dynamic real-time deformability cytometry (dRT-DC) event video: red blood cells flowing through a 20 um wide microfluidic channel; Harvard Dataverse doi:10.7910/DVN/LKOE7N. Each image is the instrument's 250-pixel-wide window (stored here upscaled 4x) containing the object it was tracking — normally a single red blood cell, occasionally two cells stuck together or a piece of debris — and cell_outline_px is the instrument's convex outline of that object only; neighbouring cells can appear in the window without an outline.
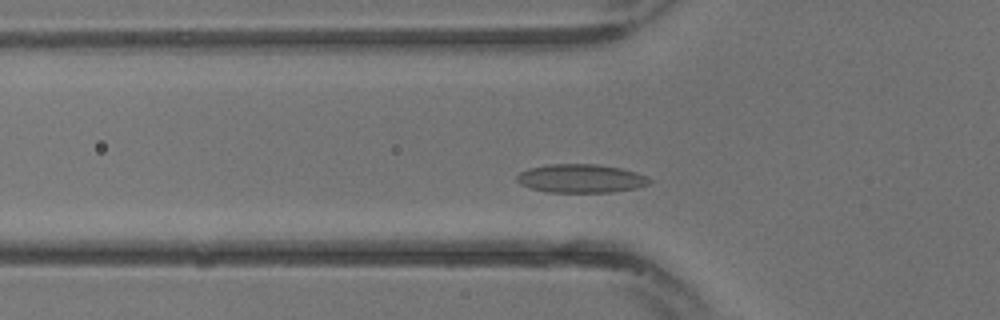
{"species": "common noctule bat (a hibernating species)", "species_latin": "Nyctalus noctula", "temperature_condition": "warm", "stored_images_in_passage": 7, "camera_frame_rate_fps": 3000, "um_per_image_px": 0.085, "animal": {"sex": "male", "body_mass_g": 13.3}, "frame": {"image": 1, "passage_image": 6, "time_ms": 1.667, "image_size_px": [1000, 320], "cell_outline_px": [[652, 180], [648, 184], [636, 188], [612, 192], [548, 192], [528, 188], [520, 184], [516, 180], [516, 176], [520, 172], [528, 168], [548, 164], [600, 164], [620, 168], [636, 172]], "centroid_in_image_um": [49.33, 15.17], "position_along_channel_um": 76.5, "area_um2": 22.14}}